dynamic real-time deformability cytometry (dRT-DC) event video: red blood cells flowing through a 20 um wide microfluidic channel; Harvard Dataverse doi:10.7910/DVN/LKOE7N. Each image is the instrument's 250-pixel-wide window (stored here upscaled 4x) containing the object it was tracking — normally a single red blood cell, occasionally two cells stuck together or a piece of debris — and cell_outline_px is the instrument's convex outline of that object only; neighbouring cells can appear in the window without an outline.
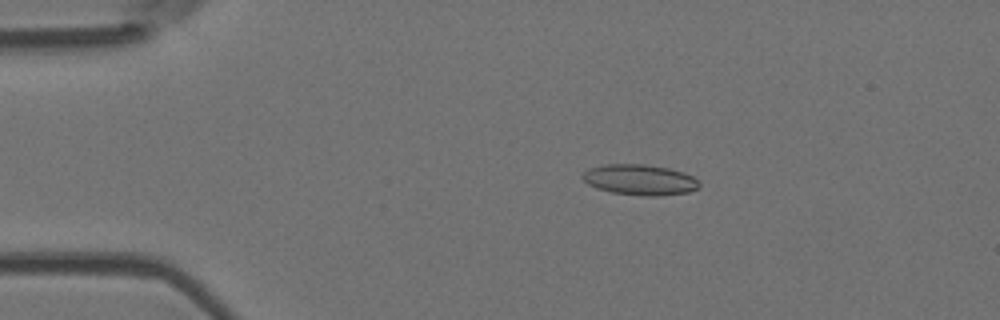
{"species": "Egyptian fruit bat (a non-hibernating species)", "species_latin": "Rousettus aegyptiacus", "temperature_condition": "room temperature", "stored_images_in_passage": 6, "camera_frame_rate_fps": 3000, "um_per_image_px": 0.085, "animal": {"sex": "female"}, "frame": {"image": 1, "passage_image": 1, "time_ms": 0.0, "image_size_px": [1000, 320], "cell_outline_px": [[700, 184], [696, 188], [688, 192], [656, 196], [648, 196], [612, 192], [596, 188], [588, 184], [580, 176], [588, 168], [604, 164], [644, 164], [668, 168], [684, 172], [692, 176]], "centroid_in_image_um": [54.34, 15.27], "position_along_channel_um": 30.7, "area_um2": 20.69}}
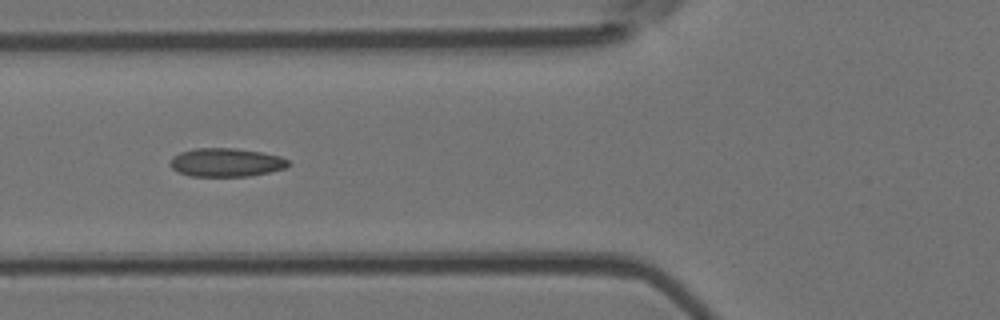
{"frame": {"image": 2, "passage_image": 4, "time_ms": 3.333, "image_size_px": [1000, 320], "cell_outline_px": [[292, 164], [284, 168], [268, 172], [248, 176], [192, 176], [180, 172], [172, 168], [168, 164], [172, 156], [180, 152], [196, 148], [232, 148], [260, 152], [280, 156], [288, 160]], "centroid_in_image_um": [19.2, 13.8], "position_along_channel_um": 106.6, "area_um2": 19.54}}
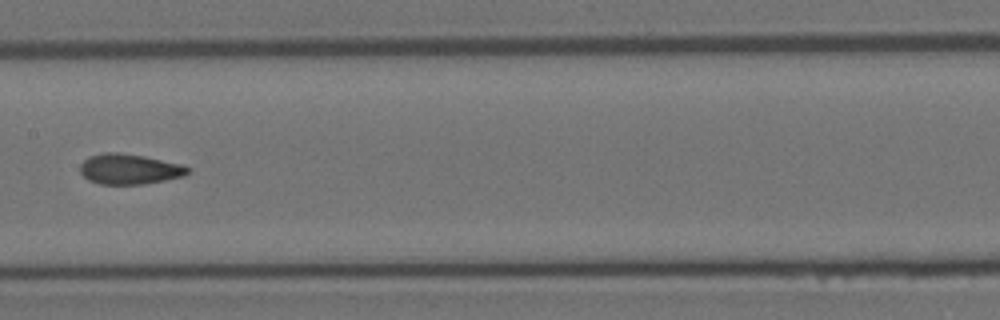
{"frame": {"image": 3, "passage_image": 6, "time_ms": 5.667, "image_size_px": [1000, 320], "cell_outline_px": [[192, 168], [184, 176], [144, 184], [100, 184], [88, 180], [80, 172], [80, 164], [88, 156], [104, 152], [120, 152], [144, 156], [180, 164]], "centroid_in_image_um": [10.97, 14.36], "position_along_channel_um": 196.4, "area_um2": 19.07}}